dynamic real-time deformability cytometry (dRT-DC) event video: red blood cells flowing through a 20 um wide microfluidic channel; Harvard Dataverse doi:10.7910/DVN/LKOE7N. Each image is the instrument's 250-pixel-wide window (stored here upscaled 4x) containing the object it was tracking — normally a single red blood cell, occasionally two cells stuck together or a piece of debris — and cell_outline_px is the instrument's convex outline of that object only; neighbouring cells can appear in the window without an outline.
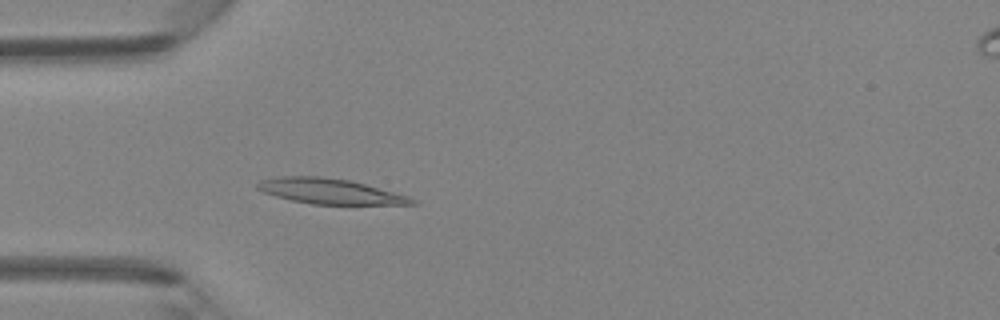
{"species": "Egyptian fruit bat (a non-hibernating species)", "species_latin": "Rousettus aegyptiacus", "temperature_condition": "room temperature", "stored_images_in_passage": 3, "camera_frame_rate_fps": 3000, "um_per_image_px": 0.085, "animal": {"sex": "female"}, "frame": {"image": 1, "passage_image": 3, "time_ms": 0.667, "image_size_px": [1000, 320], "cell_outline_px": [[420, 204], [312, 204], [292, 200], [276, 196], [264, 192], [256, 188], [256, 184], [260, 180], [280, 176], [320, 176], [348, 180], [364, 184], [408, 196], [416, 200]], "centroid_in_image_um": [28.02, 16.25], "position_along_channel_um": 57.0, "area_um2": 22.48}}